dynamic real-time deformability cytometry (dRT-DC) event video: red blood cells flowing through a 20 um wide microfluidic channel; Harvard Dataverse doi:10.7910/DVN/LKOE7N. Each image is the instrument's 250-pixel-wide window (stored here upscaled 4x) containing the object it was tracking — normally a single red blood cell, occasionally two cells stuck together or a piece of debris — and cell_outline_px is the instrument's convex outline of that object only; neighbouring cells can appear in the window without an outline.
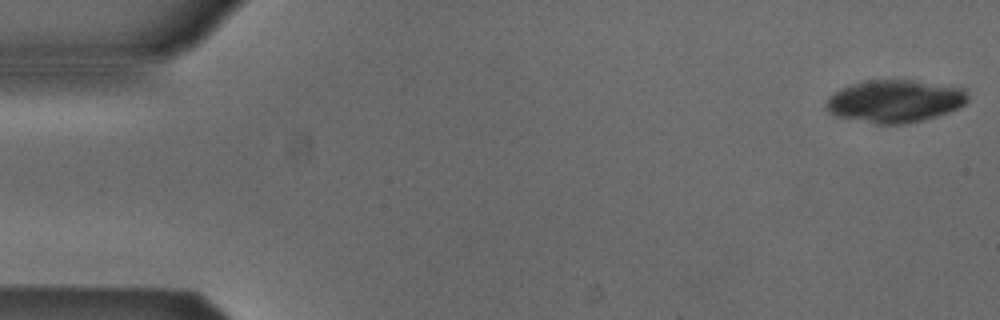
{"species": "Egyptian fruit bat (a non-hibernating species)", "species_latin": "Rousettus aegyptiacus", "temperature_condition": "cold", "stored_images_in_passage": 20, "camera_frame_rate_fps": 3000, "um_per_image_px": 0.085, "animal": {"sex": "male"}, "frame": {"image": 1, "passage_image": 1, "time_ms": 0.0, "image_size_px": [1000, 320], "cell_outline_px": [[968, 100], [964, 104], [948, 112], [924, 120], [904, 124], [876, 124], [832, 116], [828, 112], [824, 104], [828, 96], [840, 88], [864, 80], [912, 80], [964, 88], [968, 96]], "centroid_in_image_um": [76.0, 8.6], "position_along_channel_um": 9.0, "area_um2": 35.43}}